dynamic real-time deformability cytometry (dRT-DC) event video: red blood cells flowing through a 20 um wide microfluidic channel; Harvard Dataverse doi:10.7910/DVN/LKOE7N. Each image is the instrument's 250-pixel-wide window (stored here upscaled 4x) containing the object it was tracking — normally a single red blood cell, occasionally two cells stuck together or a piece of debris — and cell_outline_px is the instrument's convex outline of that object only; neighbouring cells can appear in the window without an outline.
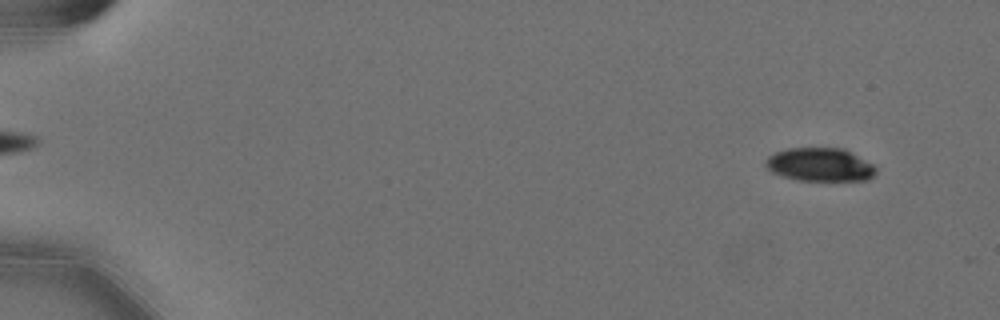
{"species": "Egyptian fruit bat (a non-hibernating species)", "species_latin": "Rousettus aegyptiacus", "temperature_condition": "cold", "stored_images_in_passage": 49, "camera_frame_rate_fps": 3000, "um_per_image_px": 0.085, "animal": {"sex": "female"}, "frame": {"image": 1, "passage_image": 1, "time_ms": 0.0, "image_size_px": [1000, 320], "cell_outline_px": [[876, 172], [868, 180], [800, 180], [784, 176], [772, 172], [764, 164], [768, 156], [776, 152], [788, 148], [844, 148], [872, 164], [876, 168]], "centroid_in_image_um": [69.69, 13.99], "position_along_channel_um": 15.3, "area_um2": 21.21}}
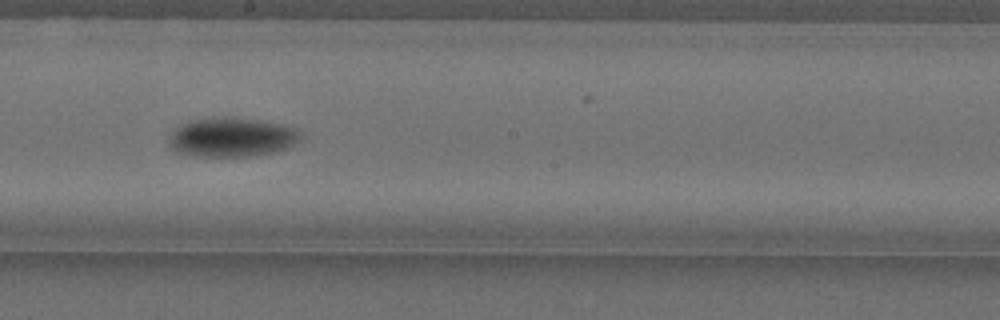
{"frame": {"image": 2, "passage_image": 30, "time_ms": 9.667, "image_size_px": [1000, 320], "cell_outline_px": [[300, 136], [288, 148], [272, 152], [248, 156], [200, 156], [176, 152], [172, 148], [168, 140], [172, 132], [180, 124], [192, 120], [224, 116], [232, 116], [260, 120], [280, 124], [296, 128], [300, 132]], "centroid_in_image_um": [19.67, 11.64], "position_along_channel_um": 228.5, "area_um2": 29.94}}
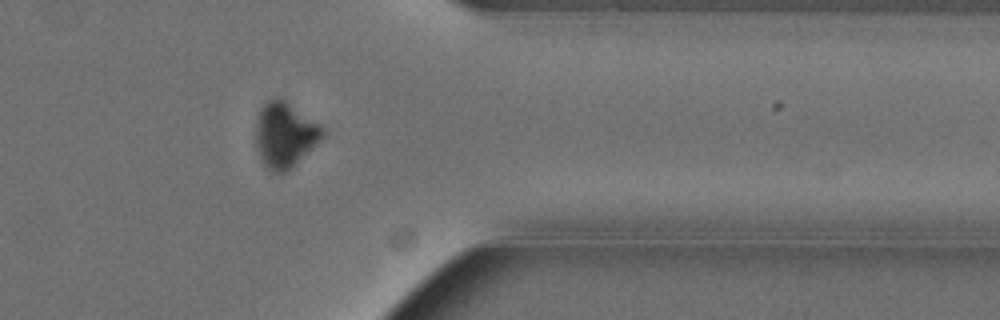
{"frame": {"image": 3, "passage_image": 44, "time_ms": 14.333, "image_size_px": [1000, 320], "cell_outline_px": [[328, 132], [288, 172], [272, 172], [264, 168], [260, 160], [256, 148], [256, 124], [260, 108], [268, 100], [276, 96], [284, 100], [324, 124]], "centroid_in_image_um": [24.24, 11.46], "position_along_channel_um": 387.2, "area_um2": 26.07}}